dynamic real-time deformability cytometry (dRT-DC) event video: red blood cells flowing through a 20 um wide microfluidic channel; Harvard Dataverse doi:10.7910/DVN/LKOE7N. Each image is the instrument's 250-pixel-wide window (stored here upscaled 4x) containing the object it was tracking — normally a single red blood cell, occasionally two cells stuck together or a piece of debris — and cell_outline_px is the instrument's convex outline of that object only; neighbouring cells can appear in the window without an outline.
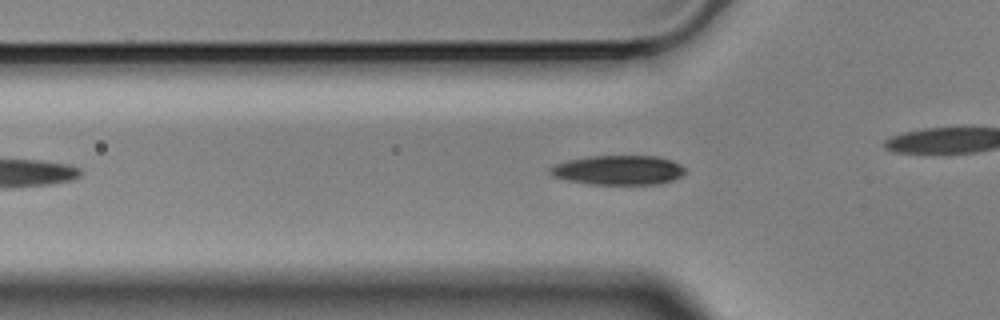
{"species": "Egyptian fruit bat (a non-hibernating species)", "species_latin": "Rousettus aegyptiacus", "temperature_condition": "cold", "stored_images_in_passage": 39, "camera_frame_rate_fps": 3000, "um_per_image_px": 0.085, "animal": {"sex": "male"}, "frame": {"image": 1, "passage_image": 11, "time_ms": 3.333, "image_size_px": [1000, 320], "cell_outline_px": [[688, 172], [672, 180], [660, 184], [592, 184], [568, 180], [552, 176], [548, 172], [548, 168], [556, 164], [568, 160], [588, 156], [656, 156], [672, 160], [680, 164]], "centroid_in_image_um": [52.57, 14.45], "position_along_channel_um": 73.2, "area_um2": 23.24}}
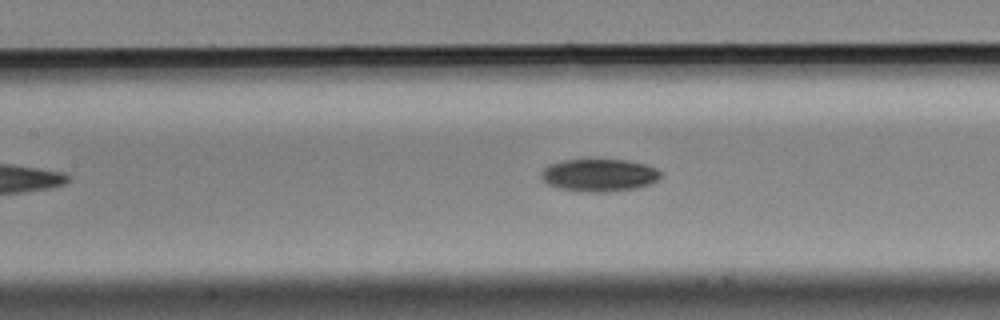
{"frame": {"image": 2, "passage_image": 18, "time_ms": 5.667, "image_size_px": [1000, 320], "cell_outline_px": [[660, 176], [652, 184], [636, 188], [604, 192], [592, 192], [560, 188], [548, 184], [540, 176], [540, 172], [548, 164], [564, 160], [624, 160], [644, 164], [656, 168], [660, 172]], "centroid_in_image_um": [50.92, 14.88], "position_along_channel_um": 156.5, "area_um2": 22.43}}
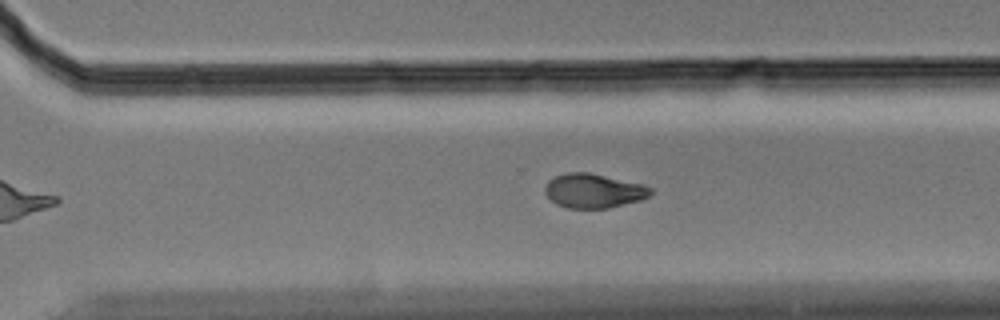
{"frame": {"image": 3, "passage_image": 32, "time_ms": 10.333, "image_size_px": [1000, 320], "cell_outline_px": [[652, 192], [648, 196], [640, 200], [608, 208], [564, 208], [556, 204], [544, 192], [544, 188], [548, 180], [556, 176], [568, 172], [588, 172], [644, 184], [652, 188]], "centroid_in_image_um": [50.44, 16.22], "position_along_channel_um": 320.2, "area_um2": 21.1}}